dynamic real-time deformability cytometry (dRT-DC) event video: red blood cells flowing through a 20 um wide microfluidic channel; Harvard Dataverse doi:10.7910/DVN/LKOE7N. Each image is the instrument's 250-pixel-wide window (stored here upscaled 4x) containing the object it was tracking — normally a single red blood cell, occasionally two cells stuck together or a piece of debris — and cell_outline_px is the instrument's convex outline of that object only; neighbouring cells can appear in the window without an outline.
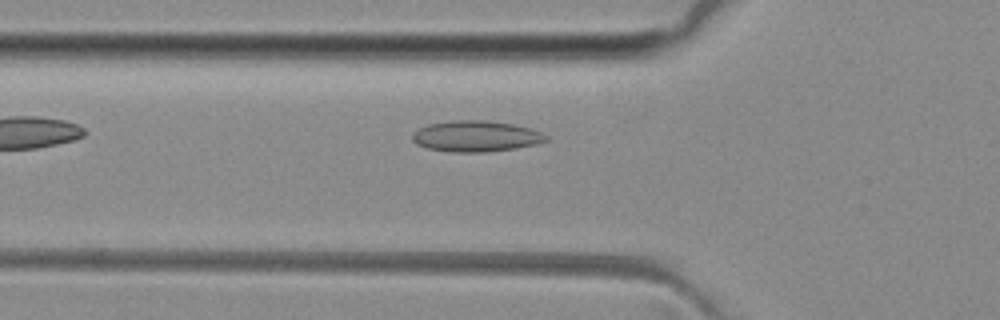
{"species": "common noctule bat (a hibernating species)", "species_latin": "Nyctalus noctula", "temperature_condition": "room temperature", "stored_images_in_passage": 7, "camera_frame_rate_fps": 3000, "um_per_image_px": 0.085, "animal": {"sex": "female", "body_mass_g": 29.2, "forearm_length_mm": 56.3}, "frame": {"image": 1, "passage_image": 7, "time_ms": 7.0, "image_size_px": [1000, 320], "cell_outline_px": [[548, 140], [536, 144], [516, 148], [488, 152], [452, 152], [428, 148], [416, 144], [412, 140], [412, 132], [428, 124], [456, 120], [488, 120], [512, 124], [532, 128], [548, 136]], "centroid_in_image_um": [40.46, 11.58], "position_along_channel_um": 85.3, "area_um2": 24.22}}